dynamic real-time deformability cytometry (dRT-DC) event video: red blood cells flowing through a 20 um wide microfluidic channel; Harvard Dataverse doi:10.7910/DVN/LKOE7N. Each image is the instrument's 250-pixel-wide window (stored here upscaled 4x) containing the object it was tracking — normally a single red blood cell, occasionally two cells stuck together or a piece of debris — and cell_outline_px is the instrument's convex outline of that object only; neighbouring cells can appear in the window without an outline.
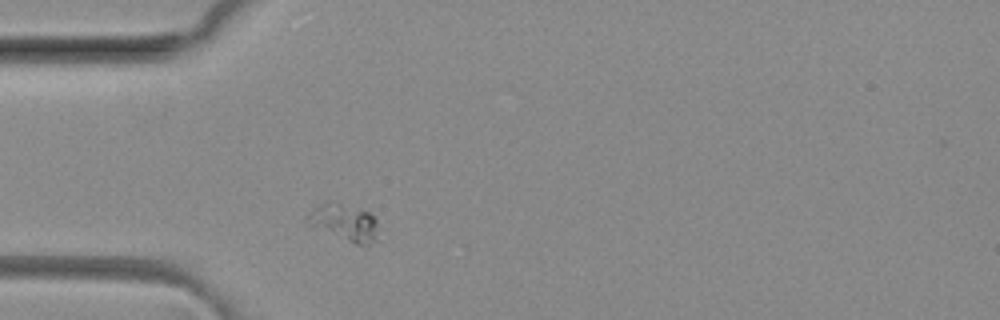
{"species": "common noctule bat (a hibernating species)", "species_latin": "Nyctalus noctula", "temperature_condition": "room temperature", "stored_images_in_passage": 1, "camera_frame_rate_fps": 3000, "um_per_image_px": 0.085, "animal": {"sex": "female", "body_mass_g": 29.2, "forearm_length_mm": 56.3}, "frame": {"image": 1, "passage_image": 1, "time_ms": 0.0, "image_size_px": [1000, 320], "cell_outline_px": [[380, 240], [368, 244], [356, 244], [308, 228], [308, 216], [324, 200], [332, 200], [368, 212], [376, 220]], "centroid_in_image_um": [29.26, 18.94], "position_along_channel_um": 55.7, "area_um2": 15.66}}